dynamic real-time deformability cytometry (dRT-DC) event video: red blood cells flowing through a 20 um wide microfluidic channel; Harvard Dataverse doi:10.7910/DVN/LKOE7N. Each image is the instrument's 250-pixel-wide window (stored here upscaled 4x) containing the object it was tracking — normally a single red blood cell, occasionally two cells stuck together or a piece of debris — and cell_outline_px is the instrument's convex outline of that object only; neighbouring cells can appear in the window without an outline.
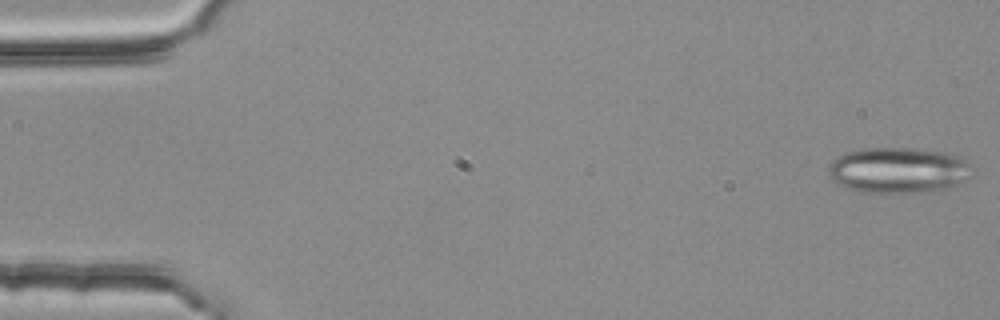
{"species": "common noctule bat (a hibernating species)", "species_latin": "Nyctalus noctula", "temperature_condition": "room temperature", "stored_images_in_passage": 5, "camera_frame_rate_fps": 3000, "um_per_image_px": 0.085, "animal": {"sex": "female", "body_mass_g": 25.1}, "frame": {"image": 1, "passage_image": 1, "time_ms": 0.0, "image_size_px": [1000, 320], "cell_outline_px": [[968, 164], [964, 180], [948, 188], [920, 192], [856, 192], [844, 188], [836, 184], [828, 176], [828, 168], [832, 160], [836, 156], [844, 152], [868, 148], [916, 148], [940, 152], [956, 156], [968, 160]], "centroid_in_image_um": [76.21, 14.47], "position_along_channel_um": 8.8, "area_um2": 38.03}}